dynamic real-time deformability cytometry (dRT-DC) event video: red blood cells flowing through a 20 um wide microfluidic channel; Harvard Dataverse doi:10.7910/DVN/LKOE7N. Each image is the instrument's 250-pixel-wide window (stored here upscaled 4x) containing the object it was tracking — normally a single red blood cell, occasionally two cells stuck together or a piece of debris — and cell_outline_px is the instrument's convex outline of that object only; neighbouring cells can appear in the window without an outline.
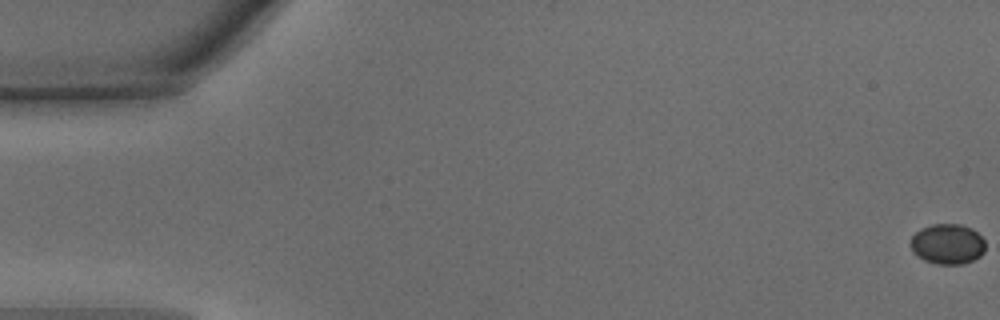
{"species": "common noctule bat (a hibernating species)", "species_latin": "Nyctalus noctula", "temperature_condition": "warm", "stored_images_in_passage": 14, "camera_frame_rate_fps": 3000, "um_per_image_px": 0.085, "animal": {"sex": "male", "body_mass_g": 15.6}, "frame": {"image": 1, "passage_image": 1, "time_ms": 0.0, "image_size_px": [1000, 320], "cell_outline_px": [[984, 252], [980, 256], [964, 264], [936, 264], [924, 260], [916, 256], [912, 252], [908, 244], [912, 236], [920, 228], [932, 224], [960, 224], [972, 228], [984, 240]], "centroid_in_image_um": [80.49, 20.74], "position_along_channel_um": 4.5, "area_um2": 17.8}}
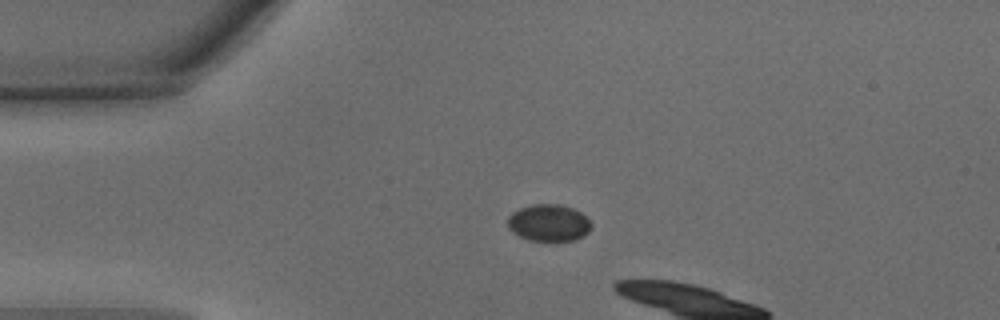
{"frame": {"image": 2, "passage_image": 12, "time_ms": 3.667, "image_size_px": [1000, 320], "cell_outline_px": [[592, 228], [584, 236], [572, 240], [528, 240], [512, 232], [508, 228], [508, 216], [512, 212], [520, 208], [532, 204], [560, 204], [572, 208], [580, 212], [592, 224]], "centroid_in_image_um": [46.63, 18.93], "position_along_channel_um": 38.4, "area_um2": 17.92}}